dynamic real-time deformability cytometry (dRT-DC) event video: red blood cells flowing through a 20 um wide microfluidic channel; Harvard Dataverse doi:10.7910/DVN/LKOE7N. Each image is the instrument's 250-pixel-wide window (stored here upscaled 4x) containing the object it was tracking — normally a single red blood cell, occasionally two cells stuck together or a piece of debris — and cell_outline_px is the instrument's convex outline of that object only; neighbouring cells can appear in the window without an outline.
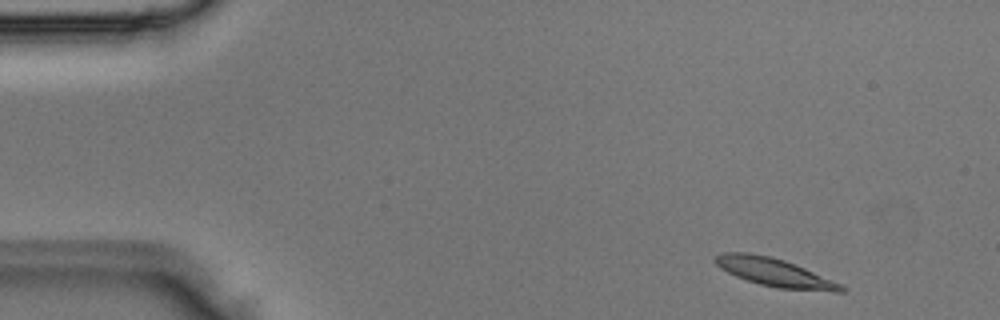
{"species": "Egyptian fruit bat (a non-hibernating species)", "species_latin": "Rousettus aegyptiacus", "temperature_condition": "room temperature", "stored_images_in_passage": 3, "camera_frame_rate_fps": 3000, "um_per_image_px": 0.085, "animal": {"sex": "male"}, "frame": {"image": 1, "passage_image": 1, "time_ms": 0.0, "image_size_px": [1000, 320], "cell_outline_px": [[848, 288], [844, 292], [832, 292], [776, 288], [760, 284], [736, 276], [720, 268], [712, 260], [716, 256], [724, 252], [748, 252], [772, 256], [796, 264], [840, 284]], "centroid_in_image_um": [65.84, 23.15], "position_along_channel_um": 19.2, "area_um2": 20.75}}